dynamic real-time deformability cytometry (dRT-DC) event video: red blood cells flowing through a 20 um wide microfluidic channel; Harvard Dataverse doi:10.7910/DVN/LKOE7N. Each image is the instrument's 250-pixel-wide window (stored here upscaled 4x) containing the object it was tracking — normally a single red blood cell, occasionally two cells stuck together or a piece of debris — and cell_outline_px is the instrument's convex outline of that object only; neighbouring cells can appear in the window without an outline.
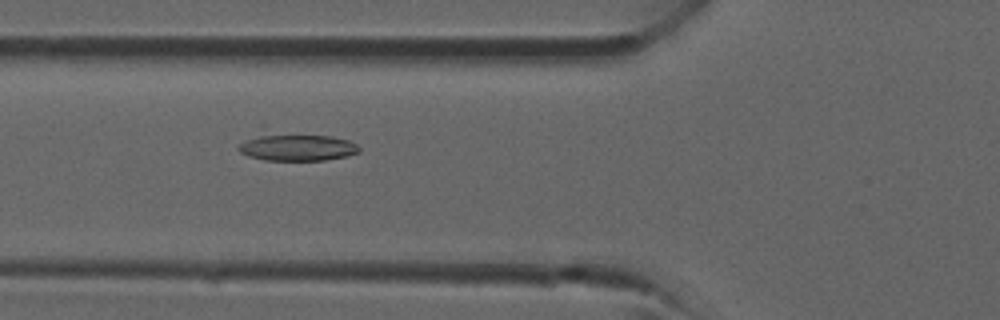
{"species": "common noctule bat (a hibernating species)", "species_latin": "Nyctalus noctula", "temperature_condition": "room temperature", "stored_images_in_passage": 41, "camera_frame_rate_fps": 3000, "um_per_image_px": 0.085, "animal": {"sex": "male", "forearm_length_mm": 52.5}, "frame": {"image": 1, "passage_image": 15, "time_ms": 4.667, "image_size_px": [1000, 320], "cell_outline_px": [[360, 152], [348, 156], [324, 160], [264, 160], [248, 156], [240, 152], [236, 148], [260, 124], [264, 124], [332, 136], [348, 140], [356, 144], [360, 148]], "centroid_in_image_um": [25.02, 12.33], "position_along_channel_um": 100.8, "area_um2": 22.2}}
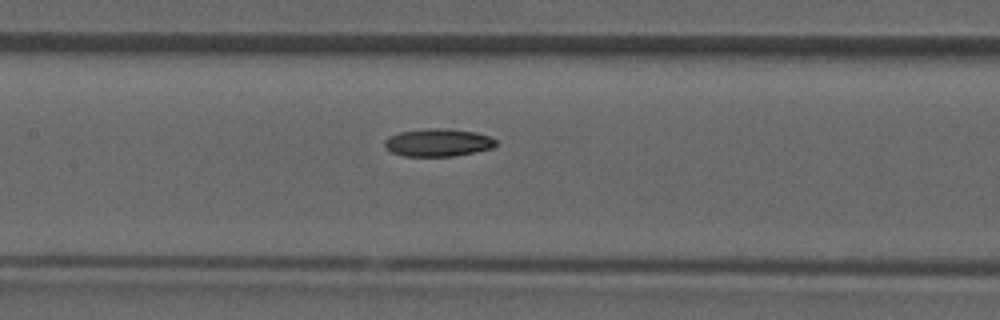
{"frame": {"image": 2, "passage_image": 19, "time_ms": 6.0, "image_size_px": [1000, 320], "cell_outline_px": [[496, 144], [492, 148], [452, 156], [404, 156], [392, 152], [384, 148], [384, 140], [388, 136], [400, 132], [428, 128], [444, 128], [476, 132], [488, 136], [496, 140]], "centroid_in_image_um": [37.18, 12.11], "position_along_channel_um": 170.2, "area_um2": 17.92}}
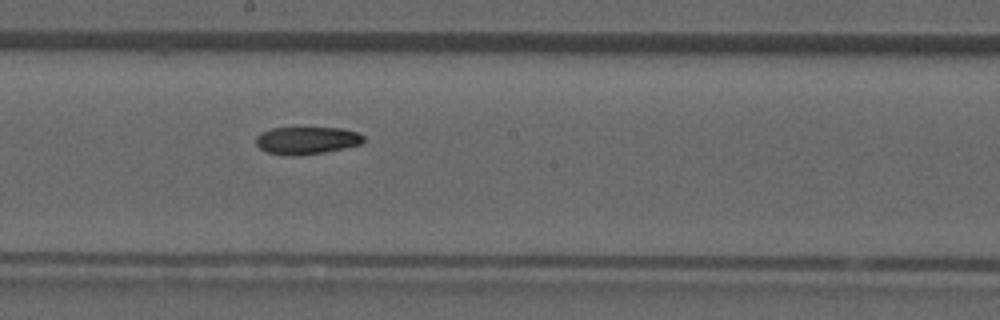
{"frame": {"image": 3, "passage_image": 22, "time_ms": 7.0, "image_size_px": [1000, 320], "cell_outline_px": [[364, 140], [360, 144], [324, 152], [292, 156], [268, 152], [260, 148], [256, 144], [256, 136], [260, 132], [272, 128], [340, 128], [356, 132], [364, 136]], "centroid_in_image_um": [26.04, 11.93], "position_along_channel_um": 222.2, "area_um2": 16.99}}